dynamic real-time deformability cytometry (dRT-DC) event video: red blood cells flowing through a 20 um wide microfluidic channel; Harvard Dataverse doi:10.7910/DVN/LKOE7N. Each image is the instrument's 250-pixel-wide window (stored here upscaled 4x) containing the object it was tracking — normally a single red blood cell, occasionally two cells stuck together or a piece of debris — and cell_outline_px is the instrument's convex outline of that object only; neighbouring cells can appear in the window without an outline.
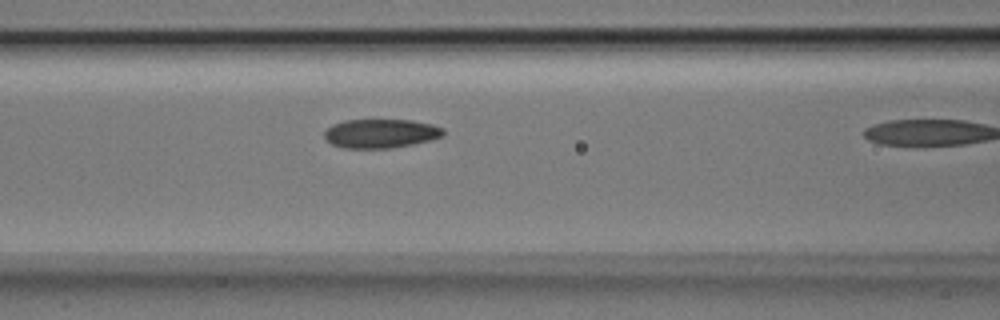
{"species": "Egyptian fruit bat (a non-hibernating species)", "species_latin": "Rousettus aegyptiacus", "temperature_condition": "room temperature", "stored_images_in_passage": 11, "camera_frame_rate_fps": 3000, "um_per_image_px": 0.085, "animal": {"sex": "male"}, "frame": {"image": 1, "passage_image": 10, "time_ms": 3.0, "image_size_px": [1000, 320], "cell_outline_px": [[444, 136], [412, 144], [388, 148], [344, 148], [332, 144], [324, 136], [324, 132], [332, 124], [344, 120], [412, 120], [432, 124], [444, 128]], "centroid_in_image_um": [32.37, 11.33], "position_along_channel_um": 134.2, "area_um2": 20.0}}